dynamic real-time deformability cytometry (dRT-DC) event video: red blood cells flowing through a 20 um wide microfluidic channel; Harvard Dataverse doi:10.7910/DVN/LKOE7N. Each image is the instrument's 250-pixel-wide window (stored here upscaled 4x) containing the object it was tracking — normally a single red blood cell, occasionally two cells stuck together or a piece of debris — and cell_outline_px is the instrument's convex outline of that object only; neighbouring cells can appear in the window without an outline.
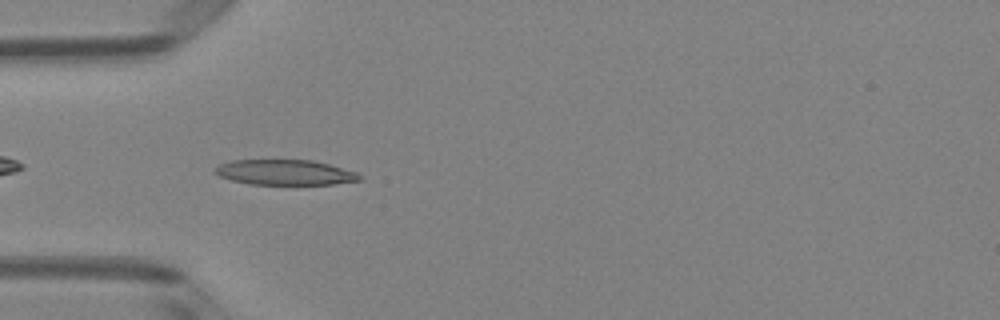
{"species": "Egyptian fruit bat (a non-hibernating species)", "species_latin": "Rousettus aegyptiacus", "temperature_condition": "room temperature", "stored_images_in_passage": 4, "camera_frame_rate_fps": 3000, "um_per_image_px": 0.085, "animal": {"sex": "female"}, "frame": {"image": 1, "passage_image": 2, "time_ms": 0.333, "image_size_px": [1000, 320], "cell_outline_px": [[364, 180], [332, 184], [252, 184], [232, 180], [220, 176], [212, 172], [212, 168], [228, 160], [312, 160], [328, 164], [356, 172], [364, 176]], "centroid_in_image_um": [24.22, 14.65], "position_along_channel_um": 60.8, "area_um2": 21.39}}
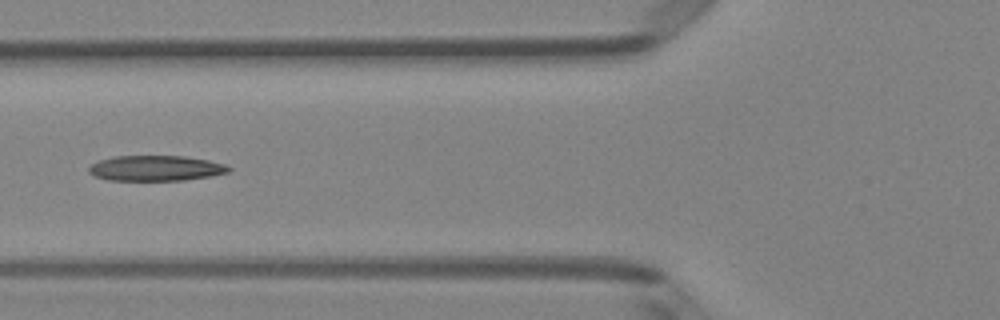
{"frame": {"image": 2, "passage_image": 3, "time_ms": 0.667, "image_size_px": [1000, 320], "cell_outline_px": [[232, 168], [228, 172], [212, 176], [184, 180], [108, 180], [96, 176], [88, 172], [88, 168], [92, 164], [100, 160], [116, 156], [184, 156], [208, 160], [224, 164]], "centroid_in_image_um": [13.26, 14.3], "position_along_channel_um": 112.5, "area_um2": 20.58}}
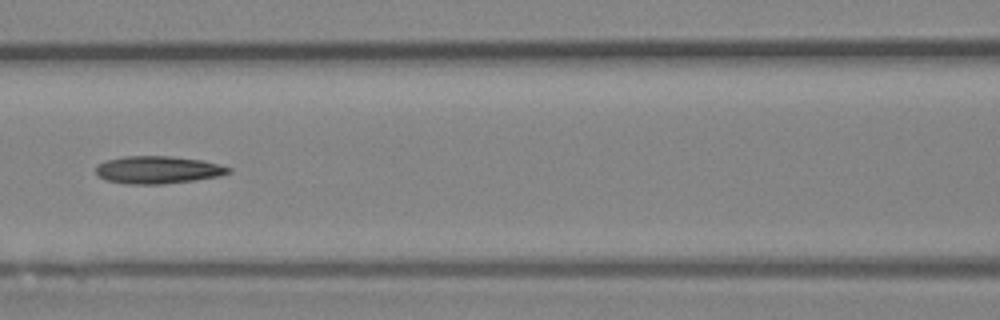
{"frame": {"image": 3, "passage_image": 4, "time_ms": 1.0, "image_size_px": [1000, 320], "cell_outline_px": [[232, 172], [220, 176], [196, 180], [164, 184], [124, 184], [108, 180], [96, 176], [96, 168], [100, 164], [108, 160], [124, 156], [168, 156], [204, 160], [232, 168]], "centroid_in_image_um": [13.46, 14.44], "position_along_channel_um": 153.1, "area_um2": 21.39}}